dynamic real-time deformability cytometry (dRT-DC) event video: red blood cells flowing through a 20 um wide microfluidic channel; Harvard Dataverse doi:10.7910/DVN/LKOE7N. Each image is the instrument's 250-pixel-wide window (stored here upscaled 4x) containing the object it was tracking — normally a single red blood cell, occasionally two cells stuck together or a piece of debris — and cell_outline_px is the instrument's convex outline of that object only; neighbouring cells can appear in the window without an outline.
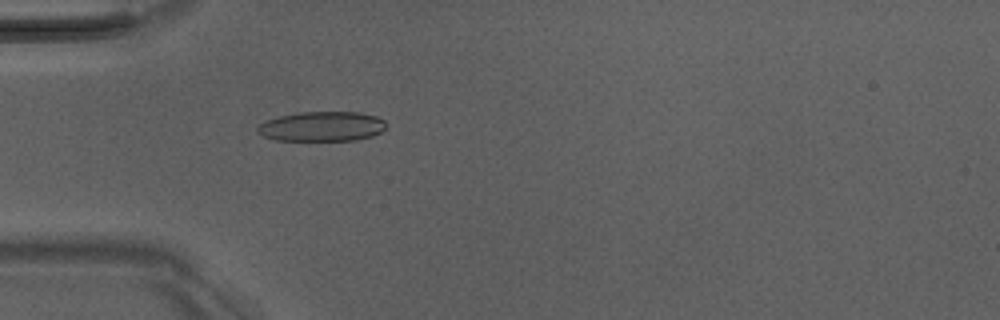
{"species": "Egyptian fruit bat (a non-hibernating species)", "species_latin": "Rousettus aegyptiacus", "temperature_condition": "room temperature", "stored_images_in_passage": 51, "camera_frame_rate_fps": 3000, "um_per_image_px": 0.085, "animal": {"sex": "male"}, "frame": {"image": 1, "passage_image": 16, "time_ms": 5.0, "image_size_px": [1000, 320], "cell_outline_px": [[388, 124], [380, 132], [372, 136], [356, 140], [276, 140], [264, 136], [256, 132], [256, 128], [260, 124], [268, 120], [280, 116], [300, 112], [360, 112], [376, 116], [384, 120]], "centroid_in_image_um": [27.38, 10.74], "position_along_channel_um": 57.6, "area_um2": 22.25}}
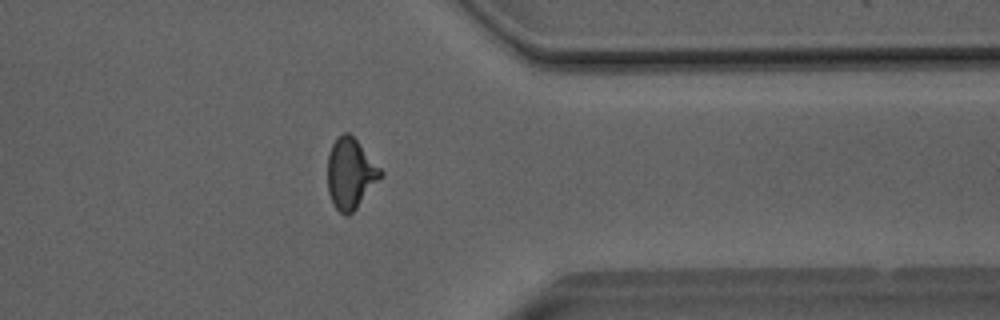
{"frame": {"image": 2, "passage_image": 41, "time_ms": 13.333, "image_size_px": [1000, 320], "cell_outline_px": [[384, 176], [356, 208], [348, 216], [344, 216], [332, 204], [328, 192], [328, 156], [332, 144], [336, 136], [344, 132], [348, 132], [356, 140], [384, 172]], "centroid_in_image_um": [29.79, 14.77], "position_along_channel_um": 381.6, "area_um2": 21.91}}
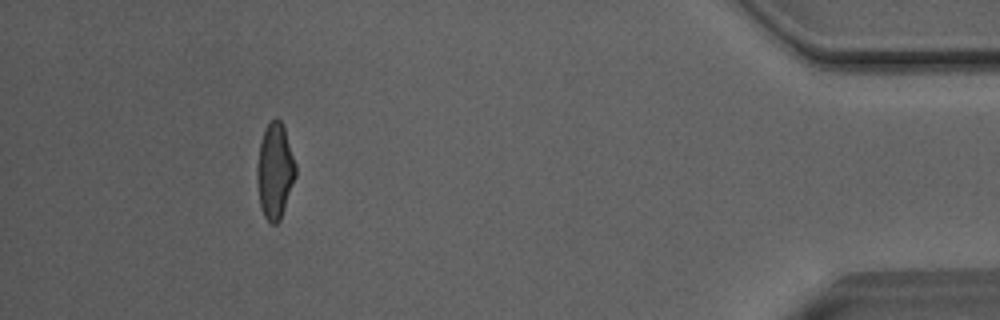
{"frame": {"image": 3, "passage_image": 47, "time_ms": 15.333, "image_size_px": [1000, 320], "cell_outline_px": [[296, 176], [280, 220], [276, 224], [272, 224], [264, 216], [260, 204], [256, 180], [256, 168], [260, 140], [268, 124], [276, 116], [280, 120], [284, 128], [296, 164]], "centroid_in_image_um": [23.36, 14.53], "position_along_channel_um": 411.8, "area_um2": 21.44}, "authors_computed_cell_mechanics": {"area_um2": 22.0218, "velocity_mm_per_s": 4.0615, "shape_relaxation_time_tau1_ms": 4.4795, "shape_relaxation_time_tau2_ms": 1.5019, "deformation_change_tau1": 0.1794, "deformation_change_tau2": 0.08}}